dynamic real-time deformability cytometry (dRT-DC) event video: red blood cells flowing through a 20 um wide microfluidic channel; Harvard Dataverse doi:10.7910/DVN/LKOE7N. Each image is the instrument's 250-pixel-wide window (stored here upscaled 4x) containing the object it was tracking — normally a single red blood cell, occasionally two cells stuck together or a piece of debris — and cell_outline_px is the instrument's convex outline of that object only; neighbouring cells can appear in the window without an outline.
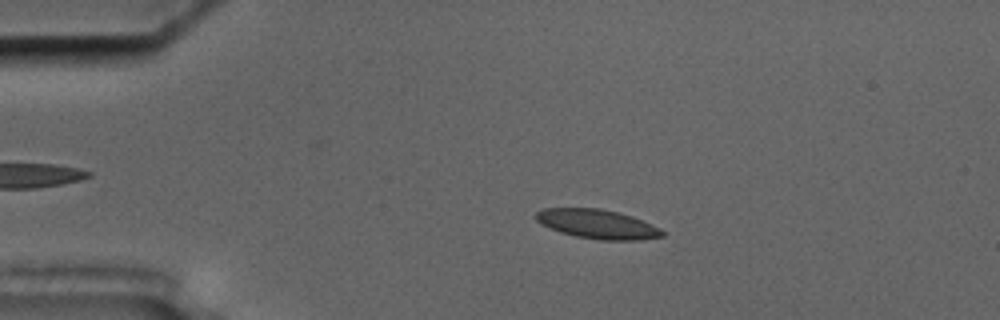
{"species": "common noctule bat (a hibernating species)", "species_latin": "Nyctalus noctula", "temperature_condition": "cold", "stored_images_in_passage": 56, "camera_frame_rate_fps": 3000, "um_per_image_px": 0.085, "animal": {"sex": "male", "body_mass_g": 17.5, "forearm_length_mm": 52.3}, "frame": {"image": 1, "passage_image": 11, "time_ms": 3.333, "image_size_px": [1000, 320], "cell_outline_px": [[664, 236], [640, 240], [600, 240], [576, 236], [560, 232], [540, 224], [536, 220], [536, 212], [544, 208], [600, 208], [632, 216], [660, 228], [664, 232]], "centroid_in_image_um": [50.77, 19.05], "position_along_channel_um": 34.2, "area_um2": 21.44}}
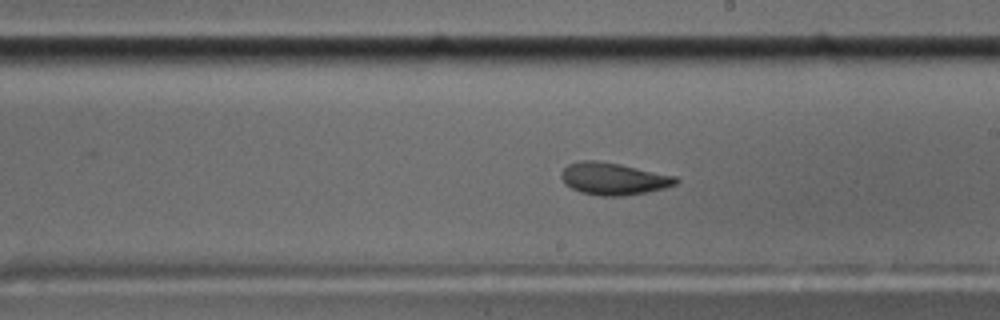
{"frame": {"image": 2, "passage_image": 32, "time_ms": 10.333, "image_size_px": [1000, 320], "cell_outline_px": [[680, 180], [676, 184], [664, 188], [648, 192], [624, 196], [600, 196], [580, 192], [572, 188], [560, 176], [560, 172], [568, 164], [580, 160], [596, 160], [620, 164], [676, 176]], "centroid_in_image_um": [52.16, 15.19], "position_along_channel_um": 236.8, "area_um2": 21.5}}
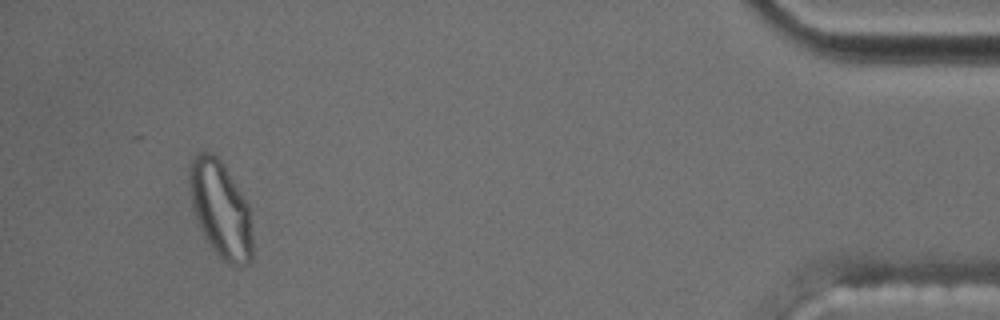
{"frame": {"image": 3, "passage_image": 53, "time_ms": 17.333, "image_size_px": [1000, 320], "cell_outline_px": [[252, 260], [248, 264], [228, 264], [212, 248], [204, 236], [200, 228], [192, 204], [188, 180], [188, 176], [192, 160], [200, 152], [212, 152], [224, 164], [248, 204], [252, 236]], "centroid_in_image_um": [18.75, 17.78], "position_along_channel_um": 416.4, "area_um2": 35.03}, "authors_computed_cell_mechanics": {"area_um2": 21.386, "velocity_mm_per_s": 3.5207, "shape_relaxation_time_tau1_ms": null, "shape_relaxation_time_tau2_ms": 2.5572, "deformation_change_tau1": null, "deformation_change_tau2": 0.0622}}